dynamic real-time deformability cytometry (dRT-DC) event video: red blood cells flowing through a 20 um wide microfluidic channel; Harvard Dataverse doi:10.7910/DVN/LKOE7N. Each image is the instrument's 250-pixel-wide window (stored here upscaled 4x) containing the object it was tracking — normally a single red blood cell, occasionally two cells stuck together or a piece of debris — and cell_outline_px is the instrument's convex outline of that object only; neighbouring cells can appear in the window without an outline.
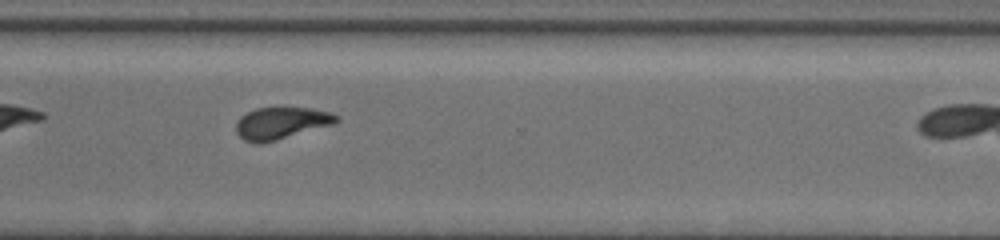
{"species": "common noctule bat (a hibernating species)", "species_latin": "Nyctalus noctula", "temperature_condition": "warm", "stored_images_in_passage": 36, "camera_frame_rate_fps": 3000, "um_per_image_px": 0.085, "animal": {"sex": "female", "body_mass_g": 19.5, "forearm_length_mm": 54.1}, "frame": {"image": 1, "passage_image": 26, "time_ms": 8.333, "image_size_px": [1000, 240], "cell_outline_px": [[340, 120], [332, 124], [276, 140], [260, 144], [256, 144], [244, 140], [236, 132], [236, 124], [240, 116], [256, 108], [276, 104], [280, 104], [312, 108], [332, 112], [340, 116]], "centroid_in_image_um": [23.91, 10.4], "position_along_channel_um": 346.7, "area_um2": 19.48}}